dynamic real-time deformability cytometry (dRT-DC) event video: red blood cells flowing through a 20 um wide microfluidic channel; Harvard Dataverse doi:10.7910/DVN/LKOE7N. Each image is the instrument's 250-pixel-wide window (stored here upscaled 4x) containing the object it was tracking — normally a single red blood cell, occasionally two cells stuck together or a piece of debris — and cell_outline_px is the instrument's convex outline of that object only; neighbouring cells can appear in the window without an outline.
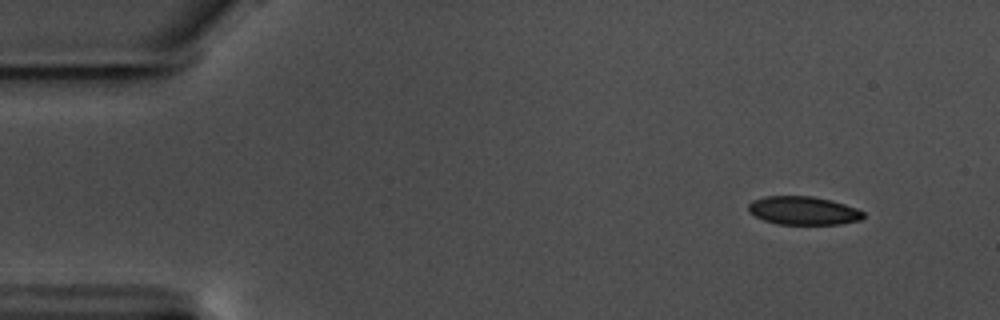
{"species": "common noctule bat (a hibernating species)", "species_latin": "Nyctalus noctula", "temperature_condition": "warm", "stored_images_in_passage": 53, "camera_frame_rate_fps": 3000, "um_per_image_px": 0.085, "animal": {"sex": "male", "body_mass_g": 17.5, "forearm_length_mm": 52.3}, "frame": {"image": 1, "passage_image": 1, "time_ms": 0.0, "image_size_px": [1000, 320], "cell_outline_px": [[864, 216], [860, 220], [840, 224], [776, 224], [764, 220], [748, 212], [748, 204], [752, 200], [764, 196], [812, 196], [844, 204], [856, 208], [864, 212]], "centroid_in_image_um": [68.25, 17.9], "position_along_channel_um": 16.8, "area_um2": 18.96}}
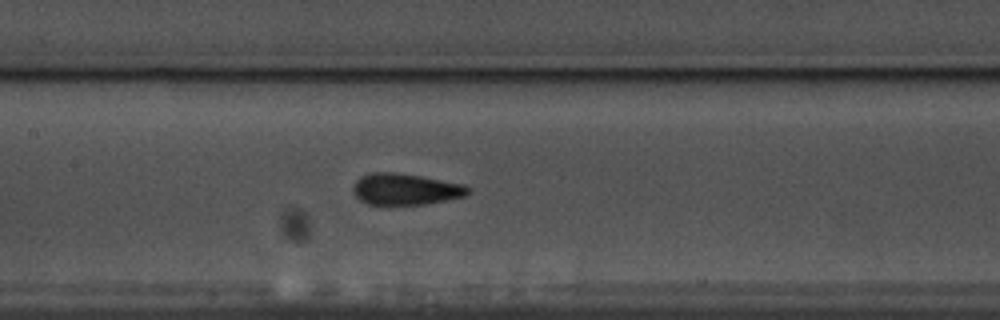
{"frame": {"image": 2, "passage_image": 23, "time_ms": 7.333, "image_size_px": [1000, 320], "cell_outline_px": [[472, 192], [468, 196], [424, 204], [392, 208], [384, 208], [364, 204], [352, 192], [352, 188], [356, 180], [360, 176], [372, 172], [396, 172], [420, 176], [464, 184]], "centroid_in_image_um": [34.41, 16.14], "position_along_channel_um": 173.0, "area_um2": 22.14}}
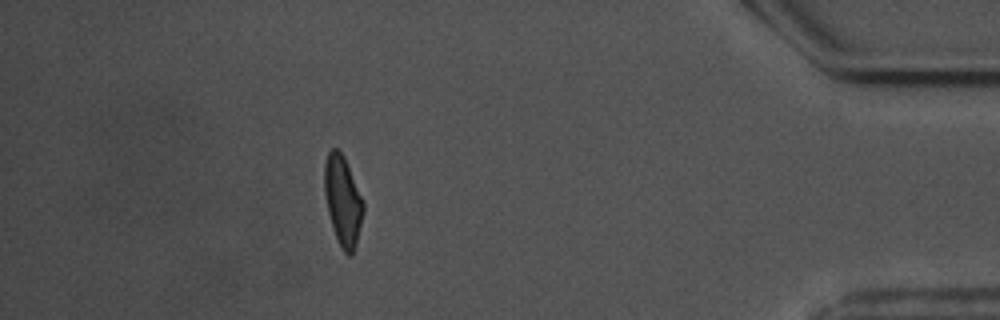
{"frame": {"image": 3, "passage_image": 47, "time_ms": 15.333, "image_size_px": [1000, 320], "cell_outline_px": [[364, 208], [356, 244], [352, 256], [348, 256], [344, 252], [336, 236], [328, 212], [324, 192], [324, 164], [328, 152], [332, 148], [336, 148], [344, 156], [364, 200]], "centroid_in_image_um": [29.14, 17.03], "position_along_channel_um": 406.1, "area_um2": 20.23}, "authors_computed_cell_mechanics": {"area_um2": 20.5768, "velocity_mm_per_s": 3.5469, "shape_relaxation_time_tau1_ms": 3.7716, "shape_relaxation_time_tau2_ms": 1.5483, "deformation_change_tau1": 0.1193, "deformation_change_tau2": 0.0699}}